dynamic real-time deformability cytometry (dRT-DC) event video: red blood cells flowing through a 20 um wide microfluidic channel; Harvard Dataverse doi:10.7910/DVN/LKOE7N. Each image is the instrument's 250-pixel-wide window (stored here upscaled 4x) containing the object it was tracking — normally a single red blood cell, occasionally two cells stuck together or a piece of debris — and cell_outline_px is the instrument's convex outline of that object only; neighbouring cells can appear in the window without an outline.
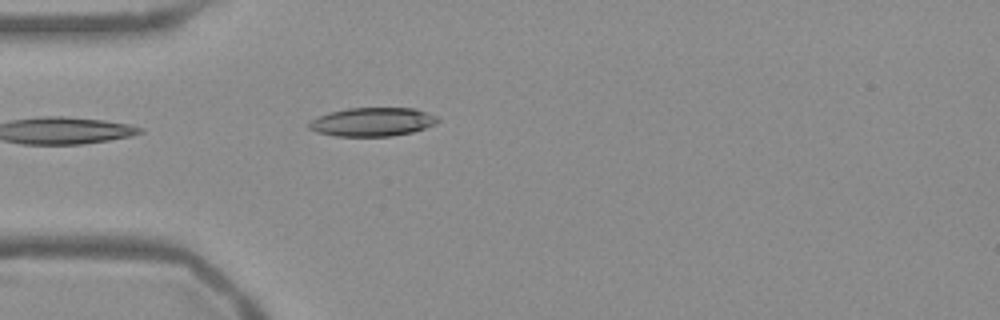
{"species": "Egyptian fruit bat (a non-hibernating species)", "species_latin": "Rousettus aegyptiacus", "temperature_condition": "warm", "stored_images_in_passage": 34, "camera_frame_rate_fps": 3000, "um_per_image_px": 0.085, "frame": {"image": 1, "passage_image": 1, "time_ms": 0.0, "image_size_px": [1000, 320], "cell_outline_px": [[440, 120], [436, 124], [412, 132], [392, 136], [336, 136], [316, 132], [308, 128], [308, 120], [328, 112], [348, 108], [416, 108], [436, 116]], "centroid_in_image_um": [31.62, 10.36], "position_along_channel_um": 53.4, "area_um2": 21.68}}
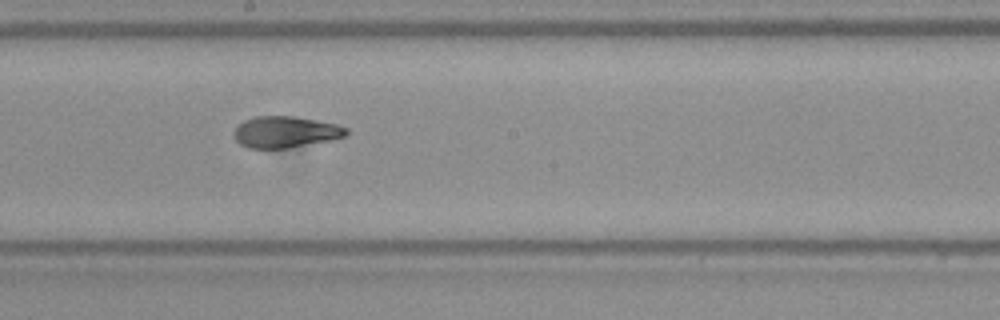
{"frame": {"image": 2, "passage_image": 15, "time_ms": 4.667, "image_size_px": [1000, 320], "cell_outline_px": [[348, 136], [332, 140], [288, 148], [248, 148], [240, 144], [236, 140], [236, 128], [244, 120], [256, 116], [296, 116], [336, 124], [348, 128]], "centroid_in_image_um": [24.32, 11.22], "position_along_channel_um": 223.9, "area_um2": 20.52}}
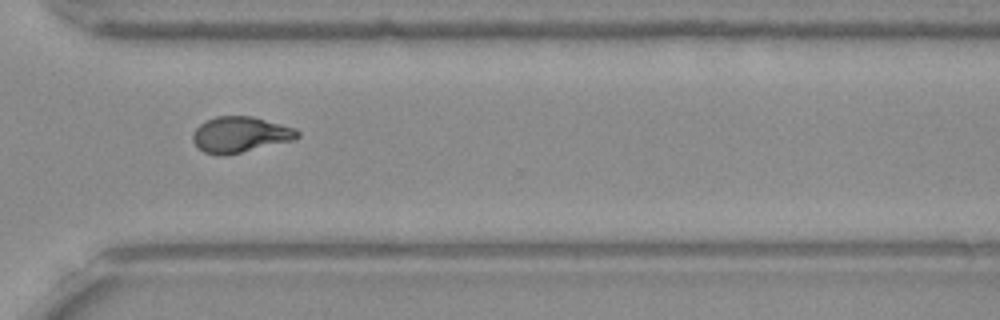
{"frame": {"image": 3, "passage_image": 25, "time_ms": 8.0, "image_size_px": [1000, 320], "cell_outline_px": [[300, 136], [296, 140], [224, 156], [216, 156], [204, 152], [196, 148], [192, 140], [192, 136], [196, 128], [200, 124], [216, 116], [252, 116], [296, 128], [300, 132]], "centroid_in_image_um": [20.43, 11.46], "position_along_channel_um": 350.2, "area_um2": 22.14}, "authors_computed_cell_mechanics": {"area_um2": 21.3282, "velocity_mm_per_s": 3.7893, "shape_relaxation_time_tau1_ms": 5.7653, "shape_relaxation_time_tau2_ms": 2.0413, "deformation_change_tau1": 0.1842, "deformation_change_tau2": 0.0824}}